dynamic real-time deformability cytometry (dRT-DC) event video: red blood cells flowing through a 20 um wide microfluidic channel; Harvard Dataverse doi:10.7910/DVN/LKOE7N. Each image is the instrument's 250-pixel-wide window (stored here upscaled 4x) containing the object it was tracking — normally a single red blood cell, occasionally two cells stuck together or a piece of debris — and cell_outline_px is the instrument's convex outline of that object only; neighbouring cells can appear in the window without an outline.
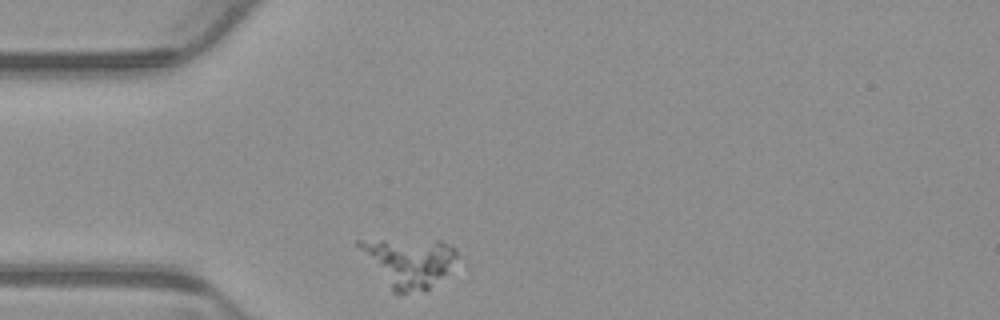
{"species": "common noctule bat (a hibernating species)", "species_latin": "Nyctalus noctula", "temperature_condition": "warm", "stored_images_in_passage": 1, "camera_frame_rate_fps": 3000, "um_per_image_px": 0.085, "animal": {"sex": "male", "body_mass_g": 23.1, "forearm_length_mm": 52.7}, "frame": {"image": 1, "passage_image": 1, "time_ms": 0.0, "image_size_px": [1000, 320], "cell_outline_px": [[456, 256], [444, 272], [424, 292], [392, 292], [356, 244], [356, 240], [440, 240], [452, 244], [456, 248]], "centroid_in_image_um": [34.72, 22.26], "position_along_channel_um": 50.3, "area_um2": 27.11}}